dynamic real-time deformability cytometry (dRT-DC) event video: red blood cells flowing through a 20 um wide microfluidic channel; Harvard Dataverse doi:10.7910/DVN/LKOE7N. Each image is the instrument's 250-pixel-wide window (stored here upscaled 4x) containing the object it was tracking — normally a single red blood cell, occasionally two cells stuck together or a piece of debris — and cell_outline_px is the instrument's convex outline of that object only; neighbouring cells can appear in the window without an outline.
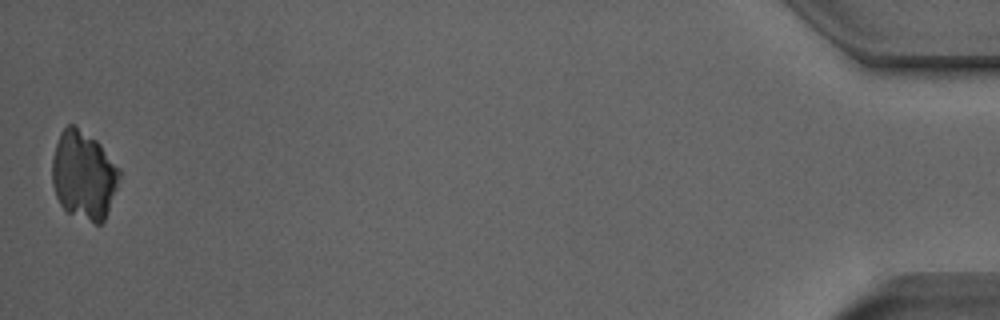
{"species": "Egyptian fruit bat (a non-hibernating species)", "species_latin": "Rousettus aegyptiacus", "temperature_condition": "room temperature", "stored_images_in_passage": 36, "camera_frame_rate_fps": 3000, "um_per_image_px": 0.085, "animal": {"sex": "male"}, "frame": {"image": 1, "passage_image": 36, "time_ms": 11.667, "image_size_px": [1000, 320], "cell_outline_px": [[120, 176], [116, 188], [104, 220], [100, 224], [96, 224], [68, 212], [60, 204], [56, 196], [52, 184], [52, 160], [56, 144], [60, 132], [68, 124], [72, 124], [96, 140], [100, 144], [120, 168]], "centroid_in_image_um": [7.1, 14.88], "position_along_channel_um": 428.1, "area_um2": 34.33}}